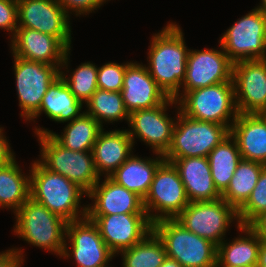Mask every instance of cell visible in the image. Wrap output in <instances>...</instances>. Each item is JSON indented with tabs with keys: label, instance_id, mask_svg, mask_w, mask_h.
Masks as SVG:
<instances>
[{
	"label": "cell",
	"instance_id": "23",
	"mask_svg": "<svg viewBox=\"0 0 266 267\" xmlns=\"http://www.w3.org/2000/svg\"><path fill=\"white\" fill-rule=\"evenodd\" d=\"M134 145L126 129L105 132L103 128L92 149L97 174H113L132 154Z\"/></svg>",
	"mask_w": 266,
	"mask_h": 267
},
{
	"label": "cell",
	"instance_id": "28",
	"mask_svg": "<svg viewBox=\"0 0 266 267\" xmlns=\"http://www.w3.org/2000/svg\"><path fill=\"white\" fill-rule=\"evenodd\" d=\"M29 198L30 175L22 172L16 158L0 166V207L13 209L15 214Z\"/></svg>",
	"mask_w": 266,
	"mask_h": 267
},
{
	"label": "cell",
	"instance_id": "24",
	"mask_svg": "<svg viewBox=\"0 0 266 267\" xmlns=\"http://www.w3.org/2000/svg\"><path fill=\"white\" fill-rule=\"evenodd\" d=\"M165 160L164 155L156 153V158H142L133 155L109 177L117 184L137 194L142 199L149 192L158 166Z\"/></svg>",
	"mask_w": 266,
	"mask_h": 267
},
{
	"label": "cell",
	"instance_id": "6",
	"mask_svg": "<svg viewBox=\"0 0 266 267\" xmlns=\"http://www.w3.org/2000/svg\"><path fill=\"white\" fill-rule=\"evenodd\" d=\"M40 142L39 161L50 171L61 174L87 194L99 181L92 151H73L62 146L51 134H36Z\"/></svg>",
	"mask_w": 266,
	"mask_h": 267
},
{
	"label": "cell",
	"instance_id": "31",
	"mask_svg": "<svg viewBox=\"0 0 266 267\" xmlns=\"http://www.w3.org/2000/svg\"><path fill=\"white\" fill-rule=\"evenodd\" d=\"M120 254L122 267H159L167 258L163 241L153 230L142 241Z\"/></svg>",
	"mask_w": 266,
	"mask_h": 267
},
{
	"label": "cell",
	"instance_id": "15",
	"mask_svg": "<svg viewBox=\"0 0 266 267\" xmlns=\"http://www.w3.org/2000/svg\"><path fill=\"white\" fill-rule=\"evenodd\" d=\"M172 104L177 105V101L169 98L157 107L137 110L129 114L128 127L131 128L127 131L133 144L135 138H139L151 146L154 154H166L172 143L173 128L176 122L172 117H168L166 112Z\"/></svg>",
	"mask_w": 266,
	"mask_h": 267
},
{
	"label": "cell",
	"instance_id": "21",
	"mask_svg": "<svg viewBox=\"0 0 266 267\" xmlns=\"http://www.w3.org/2000/svg\"><path fill=\"white\" fill-rule=\"evenodd\" d=\"M240 155L244 160L258 162L266 166V116L239 113L230 128Z\"/></svg>",
	"mask_w": 266,
	"mask_h": 267
},
{
	"label": "cell",
	"instance_id": "1",
	"mask_svg": "<svg viewBox=\"0 0 266 267\" xmlns=\"http://www.w3.org/2000/svg\"><path fill=\"white\" fill-rule=\"evenodd\" d=\"M149 47L146 68L165 94L174 99L181 92L190 51L180 26L169 22L153 34Z\"/></svg>",
	"mask_w": 266,
	"mask_h": 267
},
{
	"label": "cell",
	"instance_id": "30",
	"mask_svg": "<svg viewBox=\"0 0 266 267\" xmlns=\"http://www.w3.org/2000/svg\"><path fill=\"white\" fill-rule=\"evenodd\" d=\"M265 165L241 159L221 198L238 211L250 197Z\"/></svg>",
	"mask_w": 266,
	"mask_h": 267
},
{
	"label": "cell",
	"instance_id": "5",
	"mask_svg": "<svg viewBox=\"0 0 266 267\" xmlns=\"http://www.w3.org/2000/svg\"><path fill=\"white\" fill-rule=\"evenodd\" d=\"M177 104L185 116L198 121L225 125L229 130L239 114L233 82H222L188 91Z\"/></svg>",
	"mask_w": 266,
	"mask_h": 267
},
{
	"label": "cell",
	"instance_id": "11",
	"mask_svg": "<svg viewBox=\"0 0 266 267\" xmlns=\"http://www.w3.org/2000/svg\"><path fill=\"white\" fill-rule=\"evenodd\" d=\"M20 116L28 121L39 109L48 87L60 76L61 66L47 65L13 55Z\"/></svg>",
	"mask_w": 266,
	"mask_h": 267
},
{
	"label": "cell",
	"instance_id": "16",
	"mask_svg": "<svg viewBox=\"0 0 266 267\" xmlns=\"http://www.w3.org/2000/svg\"><path fill=\"white\" fill-rule=\"evenodd\" d=\"M18 27L57 37L71 50V26L68 15L57 0H17Z\"/></svg>",
	"mask_w": 266,
	"mask_h": 267
},
{
	"label": "cell",
	"instance_id": "33",
	"mask_svg": "<svg viewBox=\"0 0 266 267\" xmlns=\"http://www.w3.org/2000/svg\"><path fill=\"white\" fill-rule=\"evenodd\" d=\"M97 71L98 67L88 61L75 68L69 76L65 75L62 69H60V76L69 87L70 92L79 101L86 104L98 89Z\"/></svg>",
	"mask_w": 266,
	"mask_h": 267
},
{
	"label": "cell",
	"instance_id": "40",
	"mask_svg": "<svg viewBox=\"0 0 266 267\" xmlns=\"http://www.w3.org/2000/svg\"><path fill=\"white\" fill-rule=\"evenodd\" d=\"M247 226L261 241L266 242V211L257 215Z\"/></svg>",
	"mask_w": 266,
	"mask_h": 267
},
{
	"label": "cell",
	"instance_id": "3",
	"mask_svg": "<svg viewBox=\"0 0 266 267\" xmlns=\"http://www.w3.org/2000/svg\"><path fill=\"white\" fill-rule=\"evenodd\" d=\"M14 215V233L19 238L61 257L66 241L67 221L32 198H29Z\"/></svg>",
	"mask_w": 266,
	"mask_h": 267
},
{
	"label": "cell",
	"instance_id": "44",
	"mask_svg": "<svg viewBox=\"0 0 266 267\" xmlns=\"http://www.w3.org/2000/svg\"><path fill=\"white\" fill-rule=\"evenodd\" d=\"M108 265H110L109 263L100 267H109ZM111 267V266H110Z\"/></svg>",
	"mask_w": 266,
	"mask_h": 267
},
{
	"label": "cell",
	"instance_id": "32",
	"mask_svg": "<svg viewBox=\"0 0 266 267\" xmlns=\"http://www.w3.org/2000/svg\"><path fill=\"white\" fill-rule=\"evenodd\" d=\"M85 106L88 110L84 112L92 116L102 127L104 122L129 120L121 92L97 89Z\"/></svg>",
	"mask_w": 266,
	"mask_h": 267
},
{
	"label": "cell",
	"instance_id": "27",
	"mask_svg": "<svg viewBox=\"0 0 266 267\" xmlns=\"http://www.w3.org/2000/svg\"><path fill=\"white\" fill-rule=\"evenodd\" d=\"M103 127L90 115L83 113L68 122L61 135L39 126L35 134H51L62 146L73 151H92L98 134Z\"/></svg>",
	"mask_w": 266,
	"mask_h": 267
},
{
	"label": "cell",
	"instance_id": "25",
	"mask_svg": "<svg viewBox=\"0 0 266 267\" xmlns=\"http://www.w3.org/2000/svg\"><path fill=\"white\" fill-rule=\"evenodd\" d=\"M83 103L79 101L59 76L49 87L47 93L42 98L40 109L28 120L30 122L37 119L44 112L50 120L64 123L71 122L80 117Z\"/></svg>",
	"mask_w": 266,
	"mask_h": 267
},
{
	"label": "cell",
	"instance_id": "36",
	"mask_svg": "<svg viewBox=\"0 0 266 267\" xmlns=\"http://www.w3.org/2000/svg\"><path fill=\"white\" fill-rule=\"evenodd\" d=\"M18 28L17 0H0V29L7 30L14 36Z\"/></svg>",
	"mask_w": 266,
	"mask_h": 267
},
{
	"label": "cell",
	"instance_id": "12",
	"mask_svg": "<svg viewBox=\"0 0 266 267\" xmlns=\"http://www.w3.org/2000/svg\"><path fill=\"white\" fill-rule=\"evenodd\" d=\"M66 237L68 240L65 241L61 257H73L78 267H100L108 264L115 256L88 217L67 222Z\"/></svg>",
	"mask_w": 266,
	"mask_h": 267
},
{
	"label": "cell",
	"instance_id": "43",
	"mask_svg": "<svg viewBox=\"0 0 266 267\" xmlns=\"http://www.w3.org/2000/svg\"><path fill=\"white\" fill-rule=\"evenodd\" d=\"M256 8L266 13V0H262L260 5H258Z\"/></svg>",
	"mask_w": 266,
	"mask_h": 267
},
{
	"label": "cell",
	"instance_id": "37",
	"mask_svg": "<svg viewBox=\"0 0 266 267\" xmlns=\"http://www.w3.org/2000/svg\"><path fill=\"white\" fill-rule=\"evenodd\" d=\"M58 3L61 5L63 10L69 15L75 13L78 17L83 14L88 15L89 13L95 12L98 8L103 5V3L109 0H57Z\"/></svg>",
	"mask_w": 266,
	"mask_h": 267
},
{
	"label": "cell",
	"instance_id": "14",
	"mask_svg": "<svg viewBox=\"0 0 266 267\" xmlns=\"http://www.w3.org/2000/svg\"><path fill=\"white\" fill-rule=\"evenodd\" d=\"M116 256L142 241L153 230L147 213H121L113 215H87Z\"/></svg>",
	"mask_w": 266,
	"mask_h": 267
},
{
	"label": "cell",
	"instance_id": "2",
	"mask_svg": "<svg viewBox=\"0 0 266 267\" xmlns=\"http://www.w3.org/2000/svg\"><path fill=\"white\" fill-rule=\"evenodd\" d=\"M30 198L67 222L87 217L80 200L87 193L61 174L48 170L39 160L31 164ZM82 207V209H80Z\"/></svg>",
	"mask_w": 266,
	"mask_h": 267
},
{
	"label": "cell",
	"instance_id": "26",
	"mask_svg": "<svg viewBox=\"0 0 266 267\" xmlns=\"http://www.w3.org/2000/svg\"><path fill=\"white\" fill-rule=\"evenodd\" d=\"M237 228L246 237L239 235L227 243L223 240L217 246L215 266L256 267L261 240L247 225H237Z\"/></svg>",
	"mask_w": 266,
	"mask_h": 267
},
{
	"label": "cell",
	"instance_id": "7",
	"mask_svg": "<svg viewBox=\"0 0 266 267\" xmlns=\"http://www.w3.org/2000/svg\"><path fill=\"white\" fill-rule=\"evenodd\" d=\"M177 109L172 143L164 155L165 160L208 157L212 149L230 134L225 125L194 120L182 114L179 107Z\"/></svg>",
	"mask_w": 266,
	"mask_h": 267
},
{
	"label": "cell",
	"instance_id": "4",
	"mask_svg": "<svg viewBox=\"0 0 266 267\" xmlns=\"http://www.w3.org/2000/svg\"><path fill=\"white\" fill-rule=\"evenodd\" d=\"M153 231L163 241L167 257L183 267H215L217 245L190 232L176 219L154 222Z\"/></svg>",
	"mask_w": 266,
	"mask_h": 267
},
{
	"label": "cell",
	"instance_id": "9",
	"mask_svg": "<svg viewBox=\"0 0 266 267\" xmlns=\"http://www.w3.org/2000/svg\"><path fill=\"white\" fill-rule=\"evenodd\" d=\"M219 43L233 63L266 59V13L252 9L223 33Z\"/></svg>",
	"mask_w": 266,
	"mask_h": 267
},
{
	"label": "cell",
	"instance_id": "8",
	"mask_svg": "<svg viewBox=\"0 0 266 267\" xmlns=\"http://www.w3.org/2000/svg\"><path fill=\"white\" fill-rule=\"evenodd\" d=\"M189 203L178 170L172 162L164 160L158 166L149 192L143 199L149 220L154 223L162 219H175Z\"/></svg>",
	"mask_w": 266,
	"mask_h": 267
},
{
	"label": "cell",
	"instance_id": "18",
	"mask_svg": "<svg viewBox=\"0 0 266 267\" xmlns=\"http://www.w3.org/2000/svg\"><path fill=\"white\" fill-rule=\"evenodd\" d=\"M12 55L26 60L68 69L70 49L57 37L37 30L18 27L11 38Z\"/></svg>",
	"mask_w": 266,
	"mask_h": 267
},
{
	"label": "cell",
	"instance_id": "10",
	"mask_svg": "<svg viewBox=\"0 0 266 267\" xmlns=\"http://www.w3.org/2000/svg\"><path fill=\"white\" fill-rule=\"evenodd\" d=\"M190 232L212 241L217 246L235 220L237 211L222 198L213 201L190 202L175 218Z\"/></svg>",
	"mask_w": 266,
	"mask_h": 267
},
{
	"label": "cell",
	"instance_id": "29",
	"mask_svg": "<svg viewBox=\"0 0 266 267\" xmlns=\"http://www.w3.org/2000/svg\"><path fill=\"white\" fill-rule=\"evenodd\" d=\"M242 157L235 139L229 134L208 155L211 175L217 190L222 194Z\"/></svg>",
	"mask_w": 266,
	"mask_h": 267
},
{
	"label": "cell",
	"instance_id": "34",
	"mask_svg": "<svg viewBox=\"0 0 266 267\" xmlns=\"http://www.w3.org/2000/svg\"><path fill=\"white\" fill-rule=\"evenodd\" d=\"M266 211V166L246 203L237 211L240 225H248L257 215Z\"/></svg>",
	"mask_w": 266,
	"mask_h": 267
},
{
	"label": "cell",
	"instance_id": "39",
	"mask_svg": "<svg viewBox=\"0 0 266 267\" xmlns=\"http://www.w3.org/2000/svg\"><path fill=\"white\" fill-rule=\"evenodd\" d=\"M4 127H0V166L8 164L15 158V153L10 147L9 140L7 141L6 136L3 133Z\"/></svg>",
	"mask_w": 266,
	"mask_h": 267
},
{
	"label": "cell",
	"instance_id": "41",
	"mask_svg": "<svg viewBox=\"0 0 266 267\" xmlns=\"http://www.w3.org/2000/svg\"><path fill=\"white\" fill-rule=\"evenodd\" d=\"M256 267H266V242L260 243Z\"/></svg>",
	"mask_w": 266,
	"mask_h": 267
},
{
	"label": "cell",
	"instance_id": "17",
	"mask_svg": "<svg viewBox=\"0 0 266 267\" xmlns=\"http://www.w3.org/2000/svg\"><path fill=\"white\" fill-rule=\"evenodd\" d=\"M232 80L238 113L266 112V59L233 63Z\"/></svg>",
	"mask_w": 266,
	"mask_h": 267
},
{
	"label": "cell",
	"instance_id": "38",
	"mask_svg": "<svg viewBox=\"0 0 266 267\" xmlns=\"http://www.w3.org/2000/svg\"><path fill=\"white\" fill-rule=\"evenodd\" d=\"M23 249L11 248L0 252V267H21L24 262Z\"/></svg>",
	"mask_w": 266,
	"mask_h": 267
},
{
	"label": "cell",
	"instance_id": "13",
	"mask_svg": "<svg viewBox=\"0 0 266 267\" xmlns=\"http://www.w3.org/2000/svg\"><path fill=\"white\" fill-rule=\"evenodd\" d=\"M220 49L191 50L187 57L186 76L181 85L182 93L174 99L178 101L186 92L219 84L233 82V62Z\"/></svg>",
	"mask_w": 266,
	"mask_h": 267
},
{
	"label": "cell",
	"instance_id": "19",
	"mask_svg": "<svg viewBox=\"0 0 266 267\" xmlns=\"http://www.w3.org/2000/svg\"><path fill=\"white\" fill-rule=\"evenodd\" d=\"M126 111L151 109L165 103L169 97L151 77L146 65L131 62L126 67L120 91Z\"/></svg>",
	"mask_w": 266,
	"mask_h": 267
},
{
	"label": "cell",
	"instance_id": "35",
	"mask_svg": "<svg viewBox=\"0 0 266 267\" xmlns=\"http://www.w3.org/2000/svg\"><path fill=\"white\" fill-rule=\"evenodd\" d=\"M131 62L118 64L115 62L105 63L98 67L97 71V85L98 89L120 92L123 87L124 75L126 67Z\"/></svg>",
	"mask_w": 266,
	"mask_h": 267
},
{
	"label": "cell",
	"instance_id": "20",
	"mask_svg": "<svg viewBox=\"0 0 266 267\" xmlns=\"http://www.w3.org/2000/svg\"><path fill=\"white\" fill-rule=\"evenodd\" d=\"M87 197L94 201L87 205V215L146 213L143 199L110 177H104L101 183L99 179Z\"/></svg>",
	"mask_w": 266,
	"mask_h": 267
},
{
	"label": "cell",
	"instance_id": "42",
	"mask_svg": "<svg viewBox=\"0 0 266 267\" xmlns=\"http://www.w3.org/2000/svg\"><path fill=\"white\" fill-rule=\"evenodd\" d=\"M159 267H183L178 261L167 257Z\"/></svg>",
	"mask_w": 266,
	"mask_h": 267
},
{
	"label": "cell",
	"instance_id": "22",
	"mask_svg": "<svg viewBox=\"0 0 266 267\" xmlns=\"http://www.w3.org/2000/svg\"><path fill=\"white\" fill-rule=\"evenodd\" d=\"M178 170L190 202L213 201L221 198L214 185L208 157L166 160Z\"/></svg>",
	"mask_w": 266,
	"mask_h": 267
}]
</instances>
